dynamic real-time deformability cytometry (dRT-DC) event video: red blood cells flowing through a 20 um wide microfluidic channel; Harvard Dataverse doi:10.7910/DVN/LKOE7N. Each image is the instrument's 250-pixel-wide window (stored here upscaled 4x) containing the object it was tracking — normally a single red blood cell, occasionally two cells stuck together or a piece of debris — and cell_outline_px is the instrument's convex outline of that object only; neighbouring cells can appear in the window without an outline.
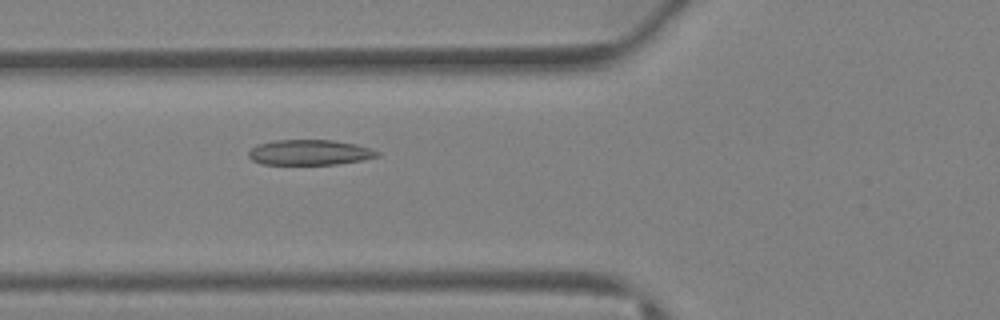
{"species": "Egyptian fruit bat (a non-hibernating species)", "species_latin": "Rousettus aegyptiacus", "temperature_condition": "warm", "stored_images_in_passage": 42, "segment_of_instrument_passage": [1, 2], "camera_frame_rate_fps": 3000, "um_per_image_px": 0.085, "animal": {"sex": "female"}, "frame": {"image": 1, "passage_image": 16, "time_ms": 5.0, "image_size_px": [1000, 320], "cell_outline_px": [[380, 156], [364, 160], [336, 164], [264, 164], [252, 160], [248, 156], [248, 152], [256, 144], [276, 140], [332, 140], [356, 144], [380, 152]], "centroid_in_image_um": [26.32, 12.95], "position_along_channel_um": 99.5, "area_um2": 18.96}}
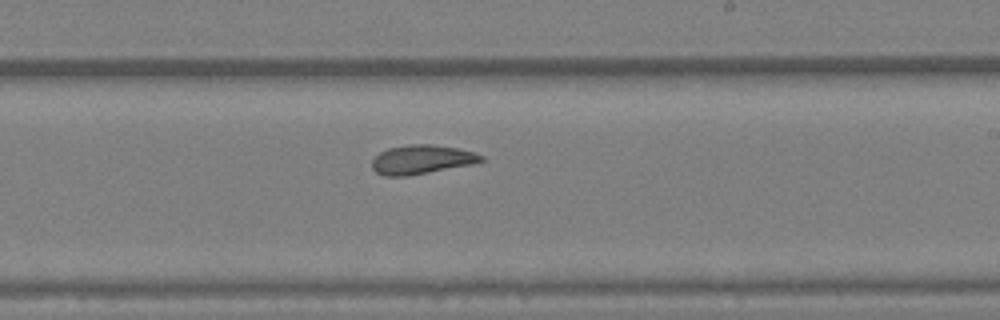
{"frame": {"image": 2, "passage_image": 25, "time_ms": 8.0, "image_size_px": [1000, 320], "cell_outline_px": [[484, 160], [472, 164], [408, 176], [384, 176], [376, 172], [372, 168], [372, 160], [380, 152], [388, 148], [412, 144], [432, 144], [456, 148], [476, 152], [484, 156]], "centroid_in_image_um": [35.84, 13.56], "position_along_channel_um": 253.2, "area_um2": 18.44}}
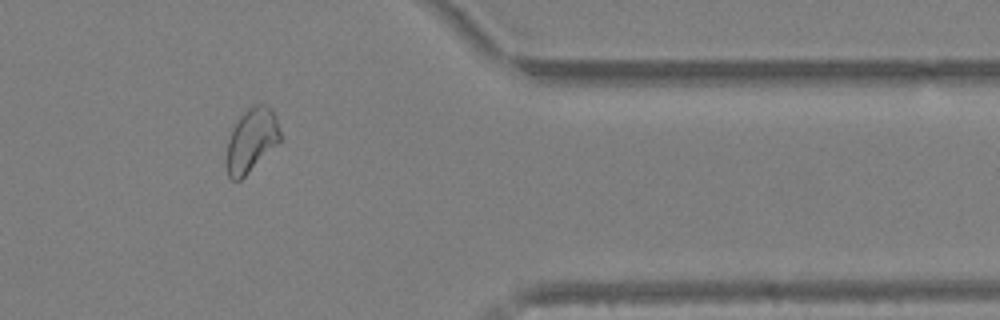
{"frame": {"image": 3, "passage_image": 34, "time_ms": 11.0, "image_size_px": [1000, 320], "cell_outline_px": [[280, 140], [240, 180], [232, 180], [228, 176], [224, 164], [224, 160], [228, 140], [240, 116], [248, 108], [256, 104], [264, 104], [272, 108], [276, 116], [280, 132]], "centroid_in_image_um": [21.33, 11.92], "position_along_channel_um": 390.1, "area_um2": 19.71}}